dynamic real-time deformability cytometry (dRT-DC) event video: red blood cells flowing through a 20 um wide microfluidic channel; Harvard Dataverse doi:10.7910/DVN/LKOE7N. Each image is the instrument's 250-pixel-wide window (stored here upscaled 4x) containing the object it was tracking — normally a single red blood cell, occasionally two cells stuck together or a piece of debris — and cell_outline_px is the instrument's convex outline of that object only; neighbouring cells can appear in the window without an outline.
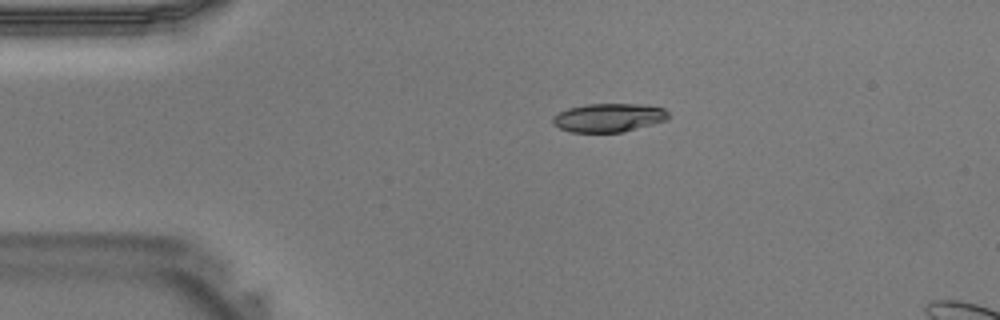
{"species": "Egyptian fruit bat (a non-hibernating species)", "species_latin": "Rousettus aegyptiacus", "temperature_condition": "warm", "stored_images_in_passage": 40, "camera_frame_rate_fps": 3000, "um_per_image_px": 0.085, "animal": {"sex": "male"}, "frame": {"image": 1, "passage_image": 8, "time_ms": 2.333, "image_size_px": [1000, 320], "cell_outline_px": [[668, 120], [620, 132], [572, 132], [560, 128], [552, 124], [552, 116], [568, 108], [588, 104], [648, 104], [664, 108], [668, 112]], "centroid_in_image_um": [51.74, 9.99], "position_along_channel_um": 33.3, "area_um2": 19.25}}
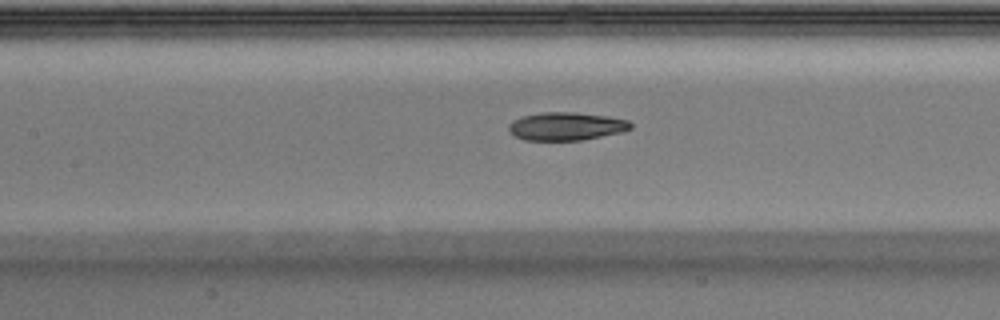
{"frame": {"image": 2, "passage_image": 18, "time_ms": 5.667, "image_size_px": [1000, 320], "cell_outline_px": [[632, 128], [620, 132], [580, 140], [524, 140], [516, 136], [508, 128], [508, 124], [512, 120], [520, 116], [540, 112], [576, 112], [608, 116], [628, 120], [632, 124]], "centroid_in_image_um": [48.1, 10.71], "position_along_channel_um": 159.3, "area_um2": 19.94}}
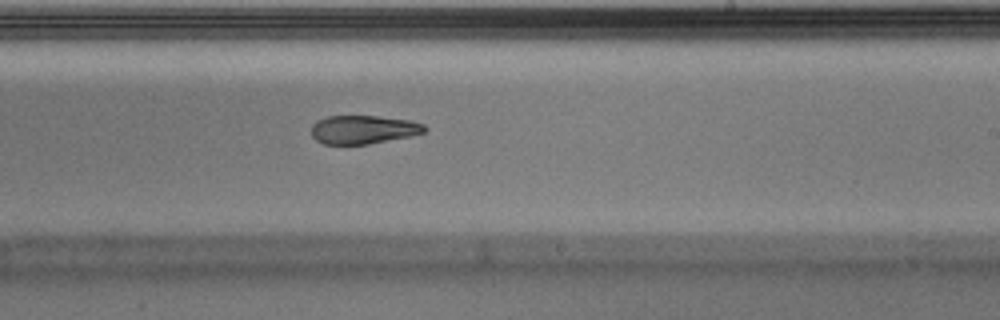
{"frame": {"image": 3, "passage_image": 24, "time_ms": 7.667, "image_size_px": [1000, 320], "cell_outline_px": [[428, 128], [424, 132], [408, 136], [368, 144], [324, 144], [316, 140], [312, 136], [312, 124], [316, 120], [328, 116], [376, 116], [412, 120], [424, 124]], "centroid_in_image_um": [30.87, 11.0], "position_along_channel_um": 258.1, "area_um2": 18.79}}